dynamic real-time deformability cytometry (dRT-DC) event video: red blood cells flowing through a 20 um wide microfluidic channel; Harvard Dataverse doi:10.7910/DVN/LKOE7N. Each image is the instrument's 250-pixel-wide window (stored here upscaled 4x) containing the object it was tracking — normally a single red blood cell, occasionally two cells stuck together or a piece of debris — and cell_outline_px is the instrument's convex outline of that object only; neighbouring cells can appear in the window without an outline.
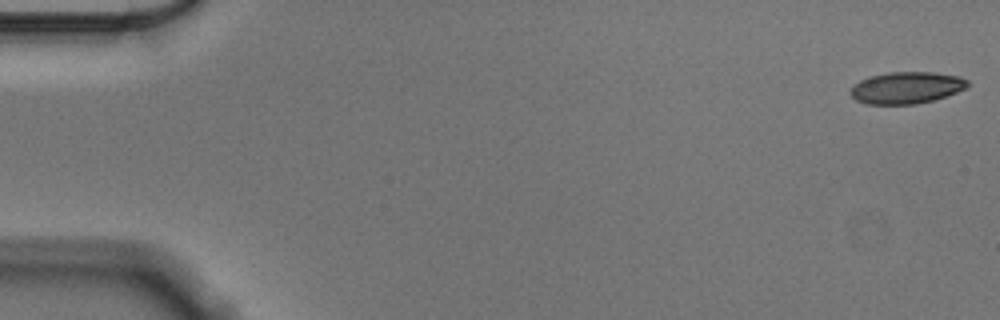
{"species": "Egyptian fruit bat (a non-hibernating species)", "species_latin": "Rousettus aegyptiacus", "temperature_condition": "cold", "stored_images_in_passage": 56, "camera_frame_rate_fps": 3000, "um_per_image_px": 0.085, "animal": {"sex": "male"}, "frame": {"image": 1, "passage_image": 1, "time_ms": 0.0, "image_size_px": [1000, 320], "cell_outline_px": [[972, 84], [968, 88], [932, 100], [916, 104], [868, 104], [856, 100], [848, 92], [860, 80], [868, 76], [888, 72], [936, 72], [960, 76], [968, 80]], "centroid_in_image_um": [77.08, 7.44], "position_along_channel_um": 7.9, "area_um2": 21.85}}
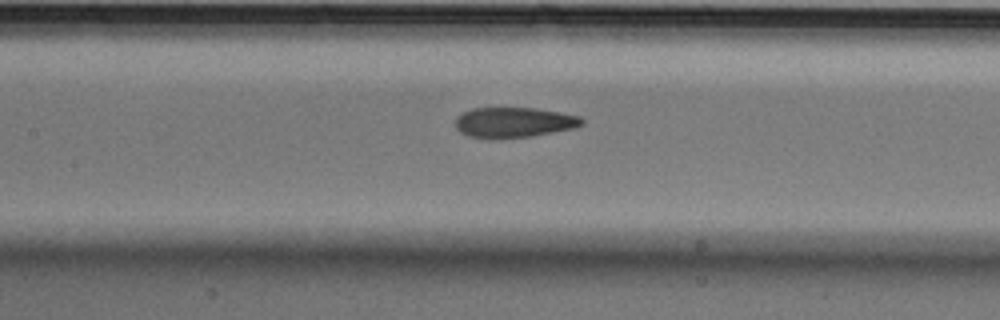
{"frame": {"image": 2, "passage_image": 26, "time_ms": 8.333, "image_size_px": [1000, 320], "cell_outline_px": [[584, 124], [576, 128], [532, 136], [500, 140], [492, 140], [468, 136], [460, 132], [456, 128], [456, 116], [460, 112], [472, 108], [536, 108], [560, 112], [580, 116], [584, 120]], "centroid_in_image_um": [43.66, 10.42], "position_along_channel_um": 163.7, "area_um2": 22.95}}
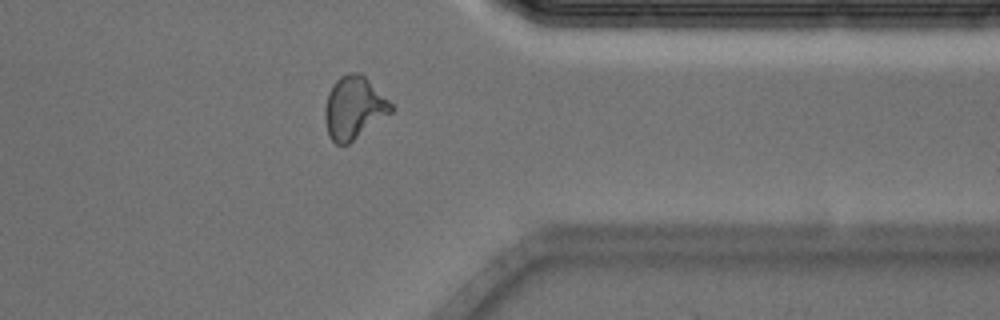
{"frame": {"image": 3, "passage_image": 45, "time_ms": 14.667, "image_size_px": [1000, 320], "cell_outline_px": [[396, 108], [392, 112], [348, 144], [336, 144], [328, 136], [324, 120], [324, 108], [328, 92], [332, 84], [340, 76], [352, 72], [360, 72]], "centroid_in_image_um": [30.05, 9.16], "position_along_channel_um": 381.3, "area_um2": 24.1}, "authors_computed_cell_mechanics": {"area_um2": 22.9177, "velocity_mm_per_s": 3.5542, "shape_relaxation_time_tau1_ms": null, "shape_relaxation_time_tau2_ms": 3.1351, "deformation_change_tau1": null, "deformation_change_tau2": 0.0892}}